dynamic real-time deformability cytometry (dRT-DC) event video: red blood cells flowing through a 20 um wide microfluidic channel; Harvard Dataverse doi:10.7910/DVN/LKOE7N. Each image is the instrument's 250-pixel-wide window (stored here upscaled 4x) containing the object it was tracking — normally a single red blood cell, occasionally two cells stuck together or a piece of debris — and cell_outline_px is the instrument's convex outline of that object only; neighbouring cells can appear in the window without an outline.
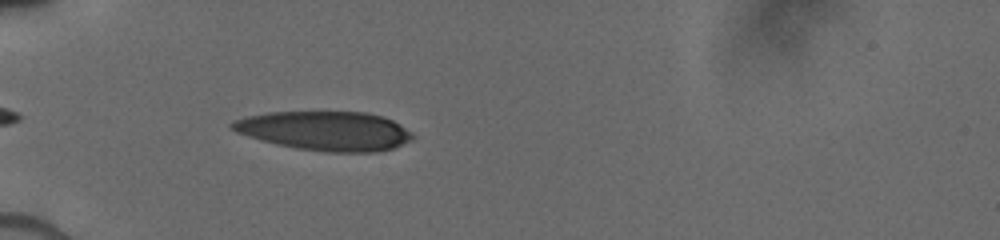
{"species": "human", "species_latin": "Homo sapiens", "temperature_condition": "cold", "stored_images_in_passage": 5, "camera_frame_rate_fps": 3000, "um_per_image_px": 0.085, "donor": {"sex": "male"}, "frame": {"image": 1, "passage_image": 1, "time_ms": 0.0, "image_size_px": [1000, 240], "cell_outline_px": [[412, 140], [392, 148], [376, 152], [324, 152], [296, 148], [276, 144], [260, 140], [236, 132], [228, 128], [228, 124], [232, 120], [248, 116], [268, 112], [368, 112], [384, 116], [400, 124], [412, 132]], "centroid_in_image_um": [27.61, 11.12], "position_along_channel_um": 57.4, "area_um2": 41.5}}
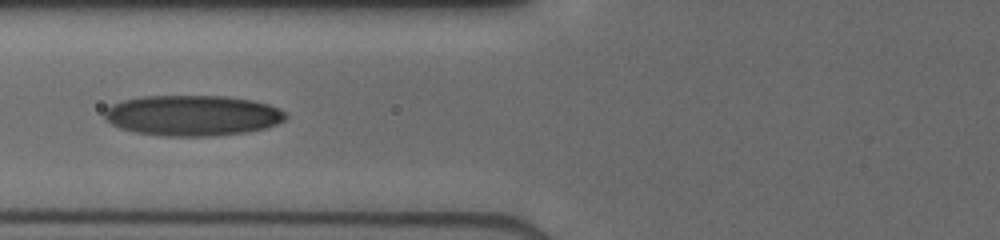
{"frame": {"image": 2, "passage_image": 4, "time_ms": 1.667, "image_size_px": [1000, 240], "cell_outline_px": [[288, 116], [284, 120], [276, 124], [264, 128], [244, 132], [212, 136], [168, 136], [136, 132], [120, 128], [112, 124], [104, 116], [104, 112], [112, 104], [124, 100], [144, 96], [224, 96], [252, 100], [268, 104], [280, 108]], "centroid_in_image_um": [16.38, 9.81], "position_along_channel_um": 109.4, "area_um2": 42.6}}